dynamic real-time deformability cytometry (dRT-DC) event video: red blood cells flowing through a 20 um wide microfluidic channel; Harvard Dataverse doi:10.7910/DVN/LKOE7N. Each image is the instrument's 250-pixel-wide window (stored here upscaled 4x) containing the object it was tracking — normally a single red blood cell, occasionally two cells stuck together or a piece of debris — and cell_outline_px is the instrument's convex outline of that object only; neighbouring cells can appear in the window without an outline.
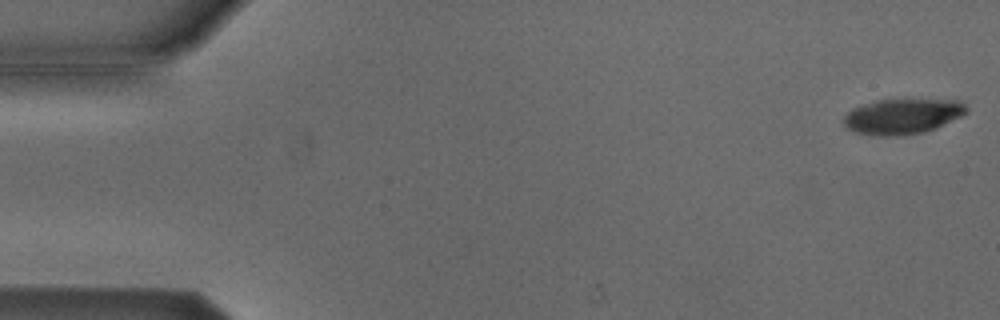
{"species": "Egyptian fruit bat (a non-hibernating species)", "species_latin": "Rousettus aegyptiacus", "temperature_condition": "cold", "stored_images_in_passage": 6, "camera_frame_rate_fps": 3000, "um_per_image_px": 0.085, "animal": {"sex": "male"}, "frame": {"image": 1, "passage_image": 1, "time_ms": 0.0, "image_size_px": [1000, 320], "cell_outline_px": [[968, 112], [960, 116], [924, 132], [896, 136], [880, 136], [856, 132], [848, 128], [844, 124], [844, 116], [852, 108], [876, 100], [960, 100], [968, 108]], "centroid_in_image_um": [76.69, 9.88], "position_along_channel_um": 8.3, "area_um2": 24.85}}
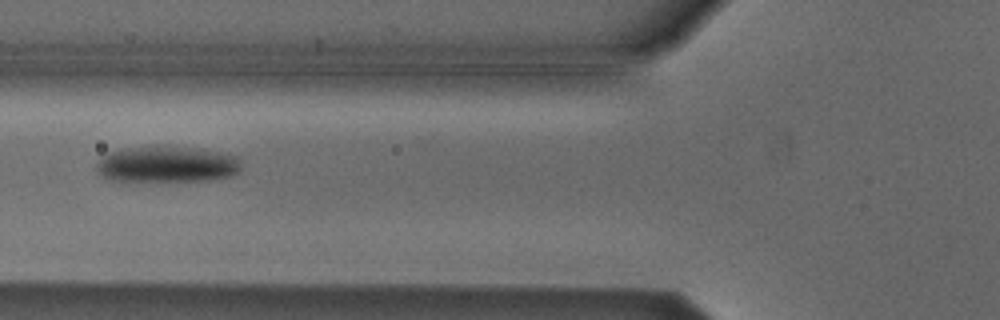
{"frame": {"image": 2, "passage_image": 6, "time_ms": 1.667, "image_size_px": [1000, 320], "cell_outline_px": [[240, 168], [232, 176], [208, 180], [112, 180], [96, 172], [96, 160], [108, 152], [136, 148], [188, 148], [216, 152], [236, 156], [240, 160]], "centroid_in_image_um": [14.16, 13.99], "position_along_channel_um": 111.6, "area_um2": 29.36}}